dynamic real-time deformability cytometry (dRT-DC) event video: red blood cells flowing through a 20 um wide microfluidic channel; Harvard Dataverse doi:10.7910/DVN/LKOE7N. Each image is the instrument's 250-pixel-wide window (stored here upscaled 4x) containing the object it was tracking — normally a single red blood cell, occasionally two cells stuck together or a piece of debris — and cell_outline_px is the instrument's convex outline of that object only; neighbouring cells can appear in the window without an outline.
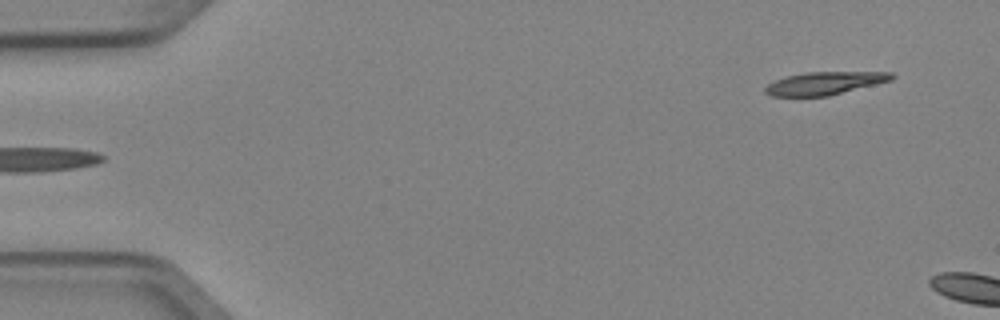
{"species": "Egyptian fruit bat (a non-hibernating species)", "species_latin": "Rousettus aegyptiacus", "temperature_condition": "cold", "stored_images_in_passage": 5, "segment_of_instrument_passage": [2, 2], "camera_frame_rate_fps": 3000, "um_per_image_px": 0.085, "animal": {"sex": "female"}, "frame": {"image": 1, "passage_image": 5, "time_ms": 1.333, "image_size_px": [1000, 320], "cell_outline_px": [[896, 76], [892, 80], [828, 96], [772, 96], [764, 92], [764, 88], [768, 84], [784, 76], [808, 72], [892, 72]], "centroid_in_image_um": [70.1, 7.07], "position_along_channel_um": 14.9, "area_um2": 16.82}}